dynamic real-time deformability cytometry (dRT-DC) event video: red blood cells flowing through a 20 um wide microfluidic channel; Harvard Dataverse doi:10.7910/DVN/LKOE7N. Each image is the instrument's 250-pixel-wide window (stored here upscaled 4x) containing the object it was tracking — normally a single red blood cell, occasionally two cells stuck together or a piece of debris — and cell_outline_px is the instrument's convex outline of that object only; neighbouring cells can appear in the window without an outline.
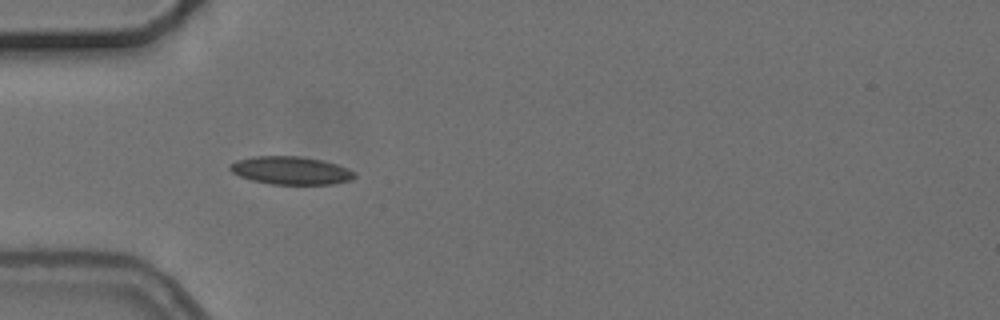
{"species": "common noctule bat (a hibernating species)", "species_latin": "Nyctalus noctula", "temperature_condition": "cold", "stored_images_in_passage": 5, "camera_frame_rate_fps": 3000, "um_per_image_px": 0.085, "animal": {"sex": "female", "body_mass_g": 24.6, "forearm_length_mm": 56.2}, "frame": {"image": 1, "passage_image": 5, "time_ms": 4.667, "image_size_px": [1000, 320], "cell_outline_px": [[356, 176], [352, 180], [332, 184], [272, 184], [252, 180], [240, 176], [232, 172], [228, 168], [228, 164], [236, 160], [256, 156], [300, 156], [324, 160], [348, 168], [356, 172]], "centroid_in_image_um": [24.74, 14.48], "position_along_channel_um": 60.3, "area_um2": 20.46}}